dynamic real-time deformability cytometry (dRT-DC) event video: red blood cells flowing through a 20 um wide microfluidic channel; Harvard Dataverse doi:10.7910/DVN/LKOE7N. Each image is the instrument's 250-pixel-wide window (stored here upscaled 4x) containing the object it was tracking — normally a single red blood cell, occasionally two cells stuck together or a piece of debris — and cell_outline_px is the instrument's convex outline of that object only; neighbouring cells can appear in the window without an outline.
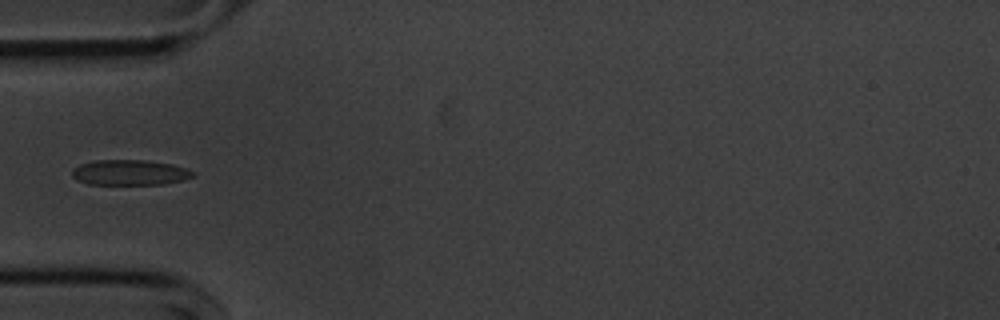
{"species": "common noctule bat (a hibernating species)", "species_latin": "Nyctalus noctula", "temperature_condition": "cold", "stored_images_in_passage": 38, "camera_frame_rate_fps": 3000, "um_per_image_px": 0.085, "animal": {"sex": "male", "body_mass_g": 20.1, "forearm_length_mm": 53.5}, "frame": {"image": 1, "passage_image": 1, "time_ms": 0.0, "image_size_px": [1000, 320], "cell_outline_px": [[196, 176], [184, 180], [164, 184], [88, 184], [76, 180], [72, 176], [72, 168], [80, 164], [96, 160], [144, 160], [172, 164], [188, 168], [196, 172]], "centroid_in_image_um": [11.07, 14.66], "position_along_channel_um": 73.9, "area_um2": 18.09}}
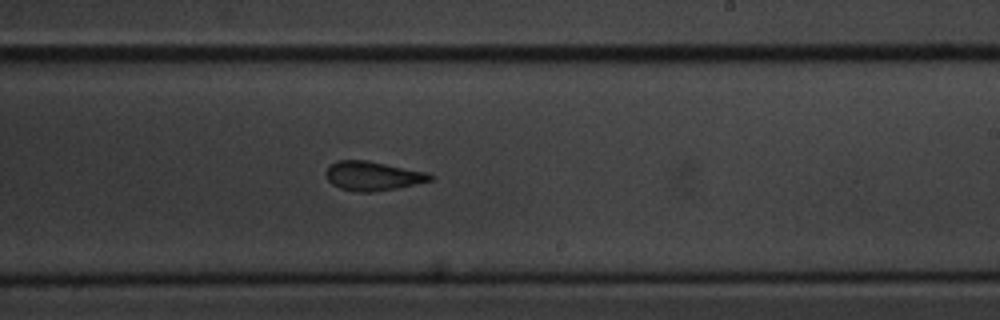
{"frame": {"image": 2, "passage_image": 16, "time_ms": 5.0, "image_size_px": [1000, 320], "cell_outline_px": [[432, 180], [396, 188], [372, 192], [356, 192], [340, 188], [332, 184], [328, 180], [324, 172], [336, 160], [368, 160], [428, 172], [432, 176]], "centroid_in_image_um": [31.66, 14.95], "position_along_channel_um": 257.3, "area_um2": 17.69}}
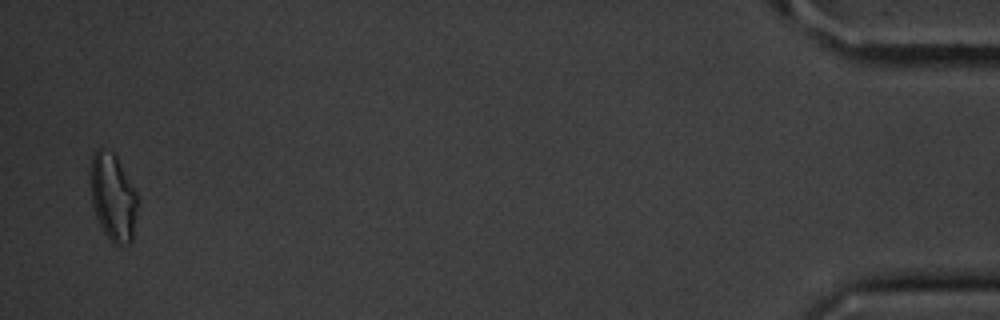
{"frame": {"image": 3, "passage_image": 37, "time_ms": 12.0, "image_size_px": [1000, 320], "cell_outline_px": [[140, 200], [132, 240], [128, 244], [112, 244], [104, 232], [96, 216], [92, 204], [88, 176], [88, 172], [92, 156], [96, 148], [100, 148], [112, 152], [116, 156], [136, 192]], "centroid_in_image_um": [9.59, 16.75], "position_along_channel_um": 425.6, "area_um2": 24.51}}